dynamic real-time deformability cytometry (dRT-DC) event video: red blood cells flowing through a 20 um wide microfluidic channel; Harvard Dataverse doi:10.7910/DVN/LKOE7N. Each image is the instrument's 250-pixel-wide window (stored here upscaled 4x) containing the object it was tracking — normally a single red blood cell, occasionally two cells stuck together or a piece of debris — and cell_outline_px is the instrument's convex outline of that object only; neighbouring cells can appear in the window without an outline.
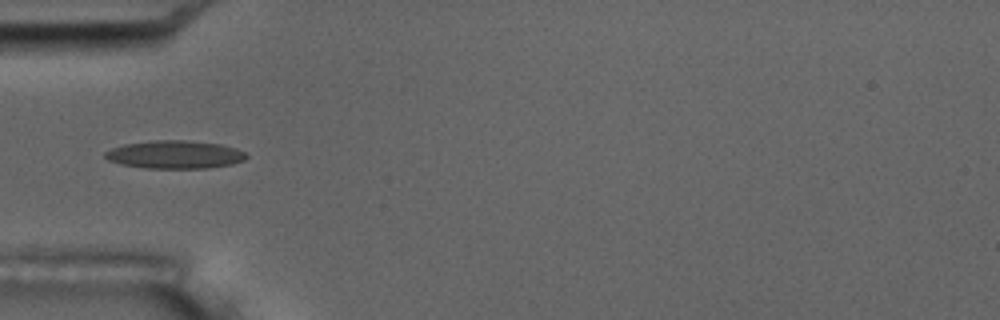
{"species": "common noctule bat (a hibernating species)", "species_latin": "Nyctalus noctula", "temperature_condition": "room temperature", "stored_images_in_passage": 6, "camera_frame_rate_fps": 3000, "um_per_image_px": 0.085, "animal": {"sex": "male", "body_mass_g": 17.5, "forearm_length_mm": 52.3}, "frame": {"image": 1, "passage_image": 4, "time_ms": 4.333, "image_size_px": [1000, 320], "cell_outline_px": [[248, 156], [244, 160], [232, 164], [208, 168], [148, 168], [120, 164], [108, 160], [104, 156], [104, 152], [112, 148], [124, 144], [156, 140], [184, 140], [220, 144], [236, 148], [244, 152]], "centroid_in_image_um": [14.86, 13.14], "position_along_channel_um": 70.1, "area_um2": 23.0}}